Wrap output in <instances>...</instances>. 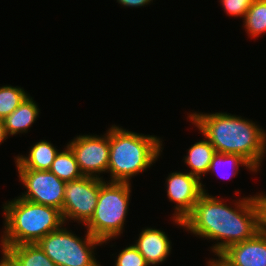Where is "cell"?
<instances>
[{
  "label": "cell",
  "mask_w": 266,
  "mask_h": 266,
  "mask_svg": "<svg viewBox=\"0 0 266 266\" xmlns=\"http://www.w3.org/2000/svg\"><path fill=\"white\" fill-rule=\"evenodd\" d=\"M27 96L23 88L9 85L0 87V119L10 115Z\"/></svg>",
  "instance_id": "obj_20"
},
{
  "label": "cell",
  "mask_w": 266,
  "mask_h": 266,
  "mask_svg": "<svg viewBox=\"0 0 266 266\" xmlns=\"http://www.w3.org/2000/svg\"><path fill=\"white\" fill-rule=\"evenodd\" d=\"M243 22L251 38H259L262 33H266V0H254Z\"/></svg>",
  "instance_id": "obj_18"
},
{
  "label": "cell",
  "mask_w": 266,
  "mask_h": 266,
  "mask_svg": "<svg viewBox=\"0 0 266 266\" xmlns=\"http://www.w3.org/2000/svg\"><path fill=\"white\" fill-rule=\"evenodd\" d=\"M26 192L18 196L33 203L62 210L65 181L49 170L17 169Z\"/></svg>",
  "instance_id": "obj_8"
},
{
  "label": "cell",
  "mask_w": 266,
  "mask_h": 266,
  "mask_svg": "<svg viewBox=\"0 0 266 266\" xmlns=\"http://www.w3.org/2000/svg\"><path fill=\"white\" fill-rule=\"evenodd\" d=\"M228 167V170L231 169L232 171L230 173H228L227 175L224 174L220 168L221 167ZM240 166H245L247 169L249 168V170H251L252 172H257L253 166L245 159L243 158L241 155L238 154H222V153H216L213 156V159L209 165V169L208 172L212 171V173L216 172L217 176L220 175L221 178L225 179V178H229L231 177L230 175L232 174L233 176L236 174H238V169ZM224 170V168H223ZM226 170V169H225ZM221 171V172H220ZM220 172V174H219ZM223 173L224 176H222L221 174ZM229 176V177H227Z\"/></svg>",
  "instance_id": "obj_19"
},
{
  "label": "cell",
  "mask_w": 266,
  "mask_h": 266,
  "mask_svg": "<svg viewBox=\"0 0 266 266\" xmlns=\"http://www.w3.org/2000/svg\"><path fill=\"white\" fill-rule=\"evenodd\" d=\"M169 201L176 203L173 220L183 227V220L191 213L199 197L206 193L200 179L187 173L172 172L166 179Z\"/></svg>",
  "instance_id": "obj_10"
},
{
  "label": "cell",
  "mask_w": 266,
  "mask_h": 266,
  "mask_svg": "<svg viewBox=\"0 0 266 266\" xmlns=\"http://www.w3.org/2000/svg\"><path fill=\"white\" fill-rule=\"evenodd\" d=\"M192 124L204 134L216 153L238 154L258 171L266 153V132L249 119L230 113H191Z\"/></svg>",
  "instance_id": "obj_2"
},
{
  "label": "cell",
  "mask_w": 266,
  "mask_h": 266,
  "mask_svg": "<svg viewBox=\"0 0 266 266\" xmlns=\"http://www.w3.org/2000/svg\"><path fill=\"white\" fill-rule=\"evenodd\" d=\"M2 255L3 257L1 258L0 266H17L4 251H2Z\"/></svg>",
  "instance_id": "obj_24"
},
{
  "label": "cell",
  "mask_w": 266,
  "mask_h": 266,
  "mask_svg": "<svg viewBox=\"0 0 266 266\" xmlns=\"http://www.w3.org/2000/svg\"><path fill=\"white\" fill-rule=\"evenodd\" d=\"M153 0H117L124 7H141L151 3Z\"/></svg>",
  "instance_id": "obj_23"
},
{
  "label": "cell",
  "mask_w": 266,
  "mask_h": 266,
  "mask_svg": "<svg viewBox=\"0 0 266 266\" xmlns=\"http://www.w3.org/2000/svg\"><path fill=\"white\" fill-rule=\"evenodd\" d=\"M115 266H149L134 245L124 248L117 256Z\"/></svg>",
  "instance_id": "obj_21"
},
{
  "label": "cell",
  "mask_w": 266,
  "mask_h": 266,
  "mask_svg": "<svg viewBox=\"0 0 266 266\" xmlns=\"http://www.w3.org/2000/svg\"><path fill=\"white\" fill-rule=\"evenodd\" d=\"M220 199L203 193L183 220L185 230L207 240H217L210 247L217 257L229 246L246 241L261 230L258 195L240 198L233 204L234 209Z\"/></svg>",
  "instance_id": "obj_1"
},
{
  "label": "cell",
  "mask_w": 266,
  "mask_h": 266,
  "mask_svg": "<svg viewBox=\"0 0 266 266\" xmlns=\"http://www.w3.org/2000/svg\"><path fill=\"white\" fill-rule=\"evenodd\" d=\"M100 190V179L83 176L65 183L64 201L61 214L66 220L78 221L85 225L93 216Z\"/></svg>",
  "instance_id": "obj_7"
},
{
  "label": "cell",
  "mask_w": 266,
  "mask_h": 266,
  "mask_svg": "<svg viewBox=\"0 0 266 266\" xmlns=\"http://www.w3.org/2000/svg\"><path fill=\"white\" fill-rule=\"evenodd\" d=\"M224 11L233 17H242L244 19L254 0H220Z\"/></svg>",
  "instance_id": "obj_22"
},
{
  "label": "cell",
  "mask_w": 266,
  "mask_h": 266,
  "mask_svg": "<svg viewBox=\"0 0 266 266\" xmlns=\"http://www.w3.org/2000/svg\"><path fill=\"white\" fill-rule=\"evenodd\" d=\"M49 171L65 182L83 177L76 158L68 145L63 151L57 153Z\"/></svg>",
  "instance_id": "obj_17"
},
{
  "label": "cell",
  "mask_w": 266,
  "mask_h": 266,
  "mask_svg": "<svg viewBox=\"0 0 266 266\" xmlns=\"http://www.w3.org/2000/svg\"><path fill=\"white\" fill-rule=\"evenodd\" d=\"M59 151L50 142L40 140L31 147L27 156H16L15 164L17 169L49 170Z\"/></svg>",
  "instance_id": "obj_13"
},
{
  "label": "cell",
  "mask_w": 266,
  "mask_h": 266,
  "mask_svg": "<svg viewBox=\"0 0 266 266\" xmlns=\"http://www.w3.org/2000/svg\"><path fill=\"white\" fill-rule=\"evenodd\" d=\"M8 138V134L6 132V128L4 125V120L0 119V145Z\"/></svg>",
  "instance_id": "obj_25"
},
{
  "label": "cell",
  "mask_w": 266,
  "mask_h": 266,
  "mask_svg": "<svg viewBox=\"0 0 266 266\" xmlns=\"http://www.w3.org/2000/svg\"><path fill=\"white\" fill-rule=\"evenodd\" d=\"M207 265L208 266H228L219 256H218V260L217 258L216 259H210L208 262H207Z\"/></svg>",
  "instance_id": "obj_26"
},
{
  "label": "cell",
  "mask_w": 266,
  "mask_h": 266,
  "mask_svg": "<svg viewBox=\"0 0 266 266\" xmlns=\"http://www.w3.org/2000/svg\"><path fill=\"white\" fill-rule=\"evenodd\" d=\"M139 238L133 244L143 255L150 266L159 265L164 262L171 251V241L162 230L155 228H144Z\"/></svg>",
  "instance_id": "obj_12"
},
{
  "label": "cell",
  "mask_w": 266,
  "mask_h": 266,
  "mask_svg": "<svg viewBox=\"0 0 266 266\" xmlns=\"http://www.w3.org/2000/svg\"><path fill=\"white\" fill-rule=\"evenodd\" d=\"M39 110L32 97L27 96L10 115L3 119L7 134L11 136L26 133L39 116Z\"/></svg>",
  "instance_id": "obj_14"
},
{
  "label": "cell",
  "mask_w": 266,
  "mask_h": 266,
  "mask_svg": "<svg viewBox=\"0 0 266 266\" xmlns=\"http://www.w3.org/2000/svg\"><path fill=\"white\" fill-rule=\"evenodd\" d=\"M3 251L17 266H57L37 243L8 246Z\"/></svg>",
  "instance_id": "obj_15"
},
{
  "label": "cell",
  "mask_w": 266,
  "mask_h": 266,
  "mask_svg": "<svg viewBox=\"0 0 266 266\" xmlns=\"http://www.w3.org/2000/svg\"><path fill=\"white\" fill-rule=\"evenodd\" d=\"M219 257L228 266H266V234L260 230L252 238L229 246Z\"/></svg>",
  "instance_id": "obj_11"
},
{
  "label": "cell",
  "mask_w": 266,
  "mask_h": 266,
  "mask_svg": "<svg viewBox=\"0 0 266 266\" xmlns=\"http://www.w3.org/2000/svg\"><path fill=\"white\" fill-rule=\"evenodd\" d=\"M188 155L185 156L184 162L190 167L189 172L201 179L202 175L208 173L209 165L216 154V150L209 140H201L191 145L188 149Z\"/></svg>",
  "instance_id": "obj_16"
},
{
  "label": "cell",
  "mask_w": 266,
  "mask_h": 266,
  "mask_svg": "<svg viewBox=\"0 0 266 266\" xmlns=\"http://www.w3.org/2000/svg\"><path fill=\"white\" fill-rule=\"evenodd\" d=\"M130 187L129 182H108L100 178L95 211L85 225L87 231L103 243L110 242L111 239L123 233L130 204Z\"/></svg>",
  "instance_id": "obj_5"
},
{
  "label": "cell",
  "mask_w": 266,
  "mask_h": 266,
  "mask_svg": "<svg viewBox=\"0 0 266 266\" xmlns=\"http://www.w3.org/2000/svg\"><path fill=\"white\" fill-rule=\"evenodd\" d=\"M162 141L154 135L138 134L119 126L109 128V182H129L150 168L162 152Z\"/></svg>",
  "instance_id": "obj_3"
},
{
  "label": "cell",
  "mask_w": 266,
  "mask_h": 266,
  "mask_svg": "<svg viewBox=\"0 0 266 266\" xmlns=\"http://www.w3.org/2000/svg\"><path fill=\"white\" fill-rule=\"evenodd\" d=\"M5 226L1 250L8 246L34 244L44 236L65 226L61 211L17 197L3 205Z\"/></svg>",
  "instance_id": "obj_4"
},
{
  "label": "cell",
  "mask_w": 266,
  "mask_h": 266,
  "mask_svg": "<svg viewBox=\"0 0 266 266\" xmlns=\"http://www.w3.org/2000/svg\"><path fill=\"white\" fill-rule=\"evenodd\" d=\"M67 145L72 150L83 176L95 178L108 170L109 164V129L103 136L79 135Z\"/></svg>",
  "instance_id": "obj_9"
},
{
  "label": "cell",
  "mask_w": 266,
  "mask_h": 266,
  "mask_svg": "<svg viewBox=\"0 0 266 266\" xmlns=\"http://www.w3.org/2000/svg\"><path fill=\"white\" fill-rule=\"evenodd\" d=\"M85 237L80 239L61 226L44 236L37 244L57 266H100L95 259L94 249L103 242L88 231Z\"/></svg>",
  "instance_id": "obj_6"
}]
</instances>
